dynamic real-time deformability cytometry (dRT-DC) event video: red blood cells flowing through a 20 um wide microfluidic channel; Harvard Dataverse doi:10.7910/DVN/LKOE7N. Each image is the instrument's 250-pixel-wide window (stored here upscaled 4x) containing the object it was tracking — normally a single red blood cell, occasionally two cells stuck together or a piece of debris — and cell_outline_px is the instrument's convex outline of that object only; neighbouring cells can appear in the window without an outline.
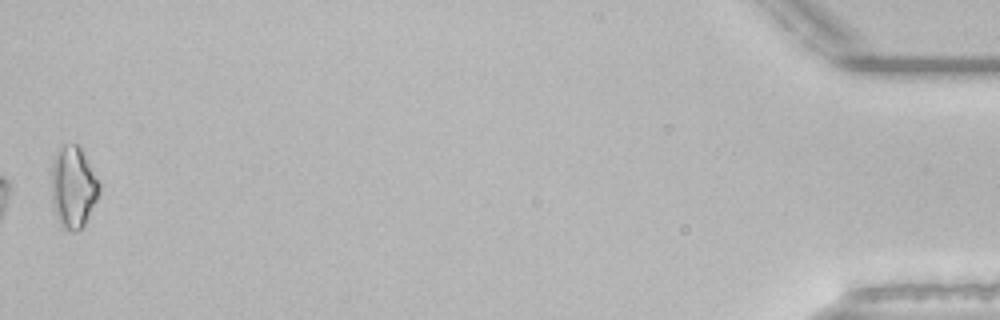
{"species": "common noctule bat (a hibernating species)", "species_latin": "Nyctalus noctula", "temperature_condition": "room temperature", "stored_images_in_passage": 38, "camera_frame_rate_fps": 3000, "um_per_image_px": 0.085, "animal": {"sex": "male", "body_mass_g": 21.5, "forearm_length_mm": 52.0}, "frame": {"image": 1, "passage_image": 38, "time_ms": 12.333, "image_size_px": [1000, 320], "cell_outline_px": [[100, 192], [84, 228], [76, 232], [72, 232], [64, 228], [60, 224], [56, 216], [52, 200], [52, 160], [60, 144], [76, 144], [80, 148], [100, 184]], "centroid_in_image_um": [6.22, 15.93], "position_along_channel_um": 429.0, "area_um2": 22.83}, "authors_computed_cell_mechanics": {"area_um2": 19.1318, "velocity_mm_per_s": 3.8555, "shape_relaxation_time_tau1_ms": null, "shape_relaxation_time_tau2_ms": 5.8958, "deformation_change_tau1": null, "deformation_change_tau2": 0.1733}}